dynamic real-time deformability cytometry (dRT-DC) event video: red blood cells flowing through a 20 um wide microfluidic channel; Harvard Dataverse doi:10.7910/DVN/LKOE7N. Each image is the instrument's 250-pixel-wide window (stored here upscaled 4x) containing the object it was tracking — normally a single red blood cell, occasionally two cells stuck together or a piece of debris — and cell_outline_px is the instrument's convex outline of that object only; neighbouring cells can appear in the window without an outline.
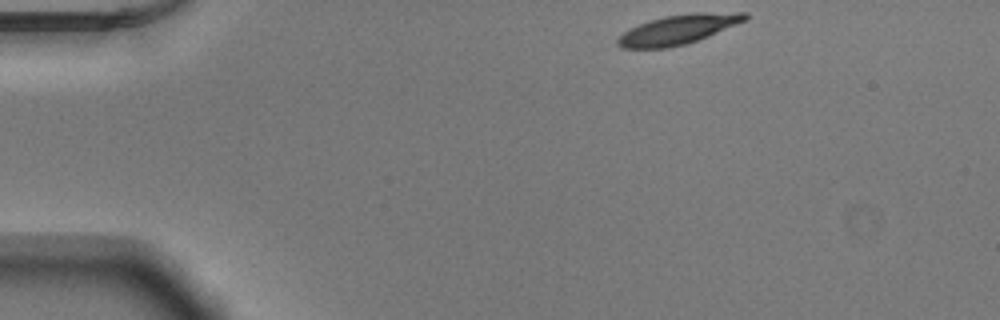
{"species": "Egyptian fruit bat (a non-hibernating species)", "species_latin": "Rousettus aegyptiacus", "temperature_condition": "warm", "stored_images_in_passage": 45, "camera_frame_rate_fps": 3000, "um_per_image_px": 0.085, "animal": {"sex": "male"}, "frame": {"image": 1, "passage_image": 1, "time_ms": 0.0, "image_size_px": [1000, 320], "cell_outline_px": [[748, 16], [744, 20], [696, 40], [684, 44], [668, 48], [624, 48], [616, 44], [616, 40], [624, 32], [640, 24], [664, 16], [696, 12], [748, 12]], "centroid_in_image_um": [57.61, 2.5], "position_along_channel_um": 27.4, "area_um2": 21.27}}
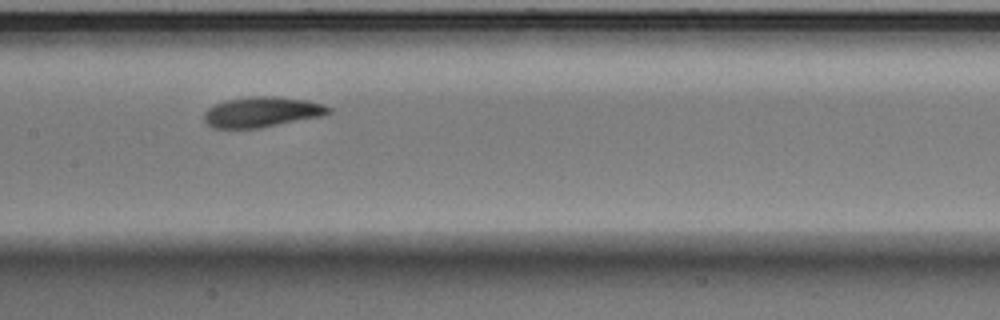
{"frame": {"image": 2, "passage_image": 19, "time_ms": 6.0, "image_size_px": [1000, 320], "cell_outline_px": [[332, 112], [320, 116], [260, 128], [212, 128], [204, 120], [204, 112], [208, 108], [224, 100], [248, 96], [276, 96], [308, 100], [324, 104], [332, 108]], "centroid_in_image_um": [22.26, 9.51], "position_along_channel_um": 185.1, "area_um2": 22.14}}
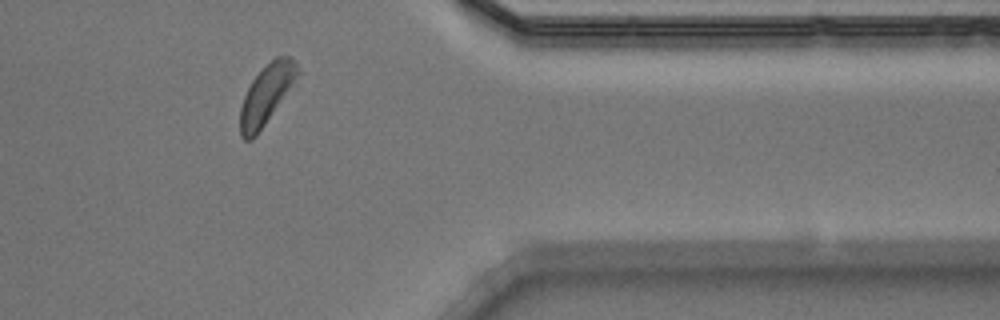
{"frame": {"image": 3, "passage_image": 36, "time_ms": 11.667, "image_size_px": [1000, 320], "cell_outline_px": [[300, 72], [256, 136], [252, 140], [244, 140], [240, 136], [240, 108], [244, 96], [252, 80], [276, 56], [292, 56]], "centroid_in_image_um": [22.61, 8.04], "position_along_channel_um": 388.8, "area_um2": 19.13}, "authors_computed_cell_mechanics": {"area_um2": 21.3282, "velocity_mm_per_s": 3.8446, "shape_relaxation_time_tau1_ms": 1.7773, "shape_relaxation_time_tau2_ms": null, "deformation_change_tau1": 0.136, "deformation_change_tau2": null}}